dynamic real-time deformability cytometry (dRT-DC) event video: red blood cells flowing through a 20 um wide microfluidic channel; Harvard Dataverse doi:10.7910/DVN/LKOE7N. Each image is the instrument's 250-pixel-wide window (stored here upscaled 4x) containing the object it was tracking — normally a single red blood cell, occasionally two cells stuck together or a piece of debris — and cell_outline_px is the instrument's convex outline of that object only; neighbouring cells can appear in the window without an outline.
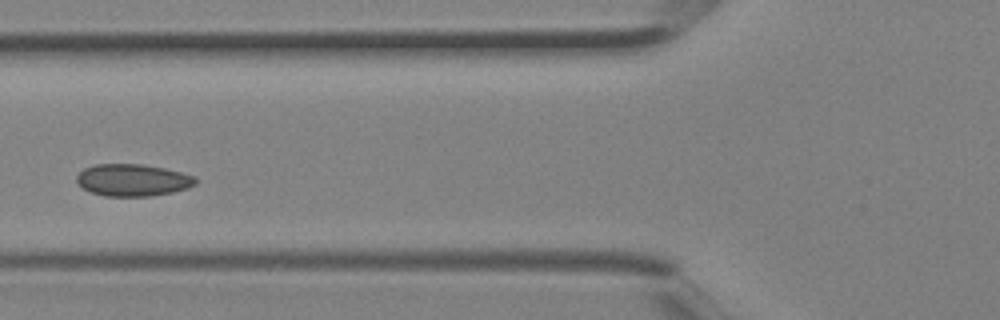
{"species": "Egyptian fruit bat (a non-hibernating species)", "species_latin": "Rousettus aegyptiacus", "temperature_condition": "room temperature", "stored_images_in_passage": 3, "camera_frame_rate_fps": 3000, "um_per_image_px": 0.085, "animal": {"sex": "female"}, "frame": {"image": 1, "passage_image": 3, "time_ms": 0.667, "image_size_px": [1000, 320], "cell_outline_px": [[196, 184], [188, 188], [172, 192], [152, 196], [104, 196], [92, 192], [84, 188], [76, 180], [76, 176], [84, 168], [96, 164], [144, 164], [164, 168], [196, 176]], "centroid_in_image_um": [11.3, 15.3], "position_along_channel_um": 114.5, "area_um2": 22.2}}